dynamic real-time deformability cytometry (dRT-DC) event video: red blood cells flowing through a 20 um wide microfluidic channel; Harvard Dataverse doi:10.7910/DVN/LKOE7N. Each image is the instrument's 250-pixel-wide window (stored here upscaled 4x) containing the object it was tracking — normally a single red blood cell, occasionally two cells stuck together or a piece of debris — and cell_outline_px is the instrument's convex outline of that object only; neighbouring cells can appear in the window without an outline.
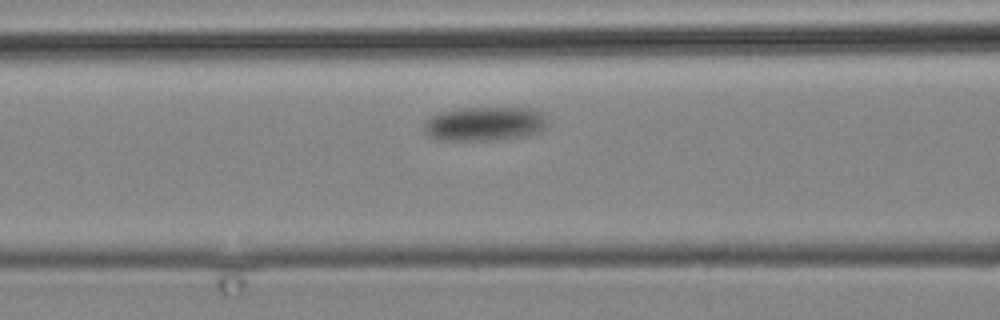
{"species": "common noctule bat (a hibernating species)", "species_latin": "Nyctalus noctula", "temperature_condition": "cold", "stored_images_in_passage": 9, "camera_frame_rate_fps": 3000, "um_per_image_px": 0.085, "animal": {"sex": "male", "body_mass_g": 19.2, "forearm_length_mm": 51.8}, "frame": {"image": 1, "passage_image": 7, "time_ms": 7.0, "image_size_px": [1000, 320], "cell_outline_px": [[548, 124], [540, 132], [524, 136], [496, 140], [436, 140], [428, 136], [424, 132], [424, 124], [432, 116], [440, 112], [464, 108], [528, 108], [540, 112], [544, 116]], "centroid_in_image_um": [41.19, 10.54], "position_along_channel_um": 125.4, "area_um2": 24.51}}
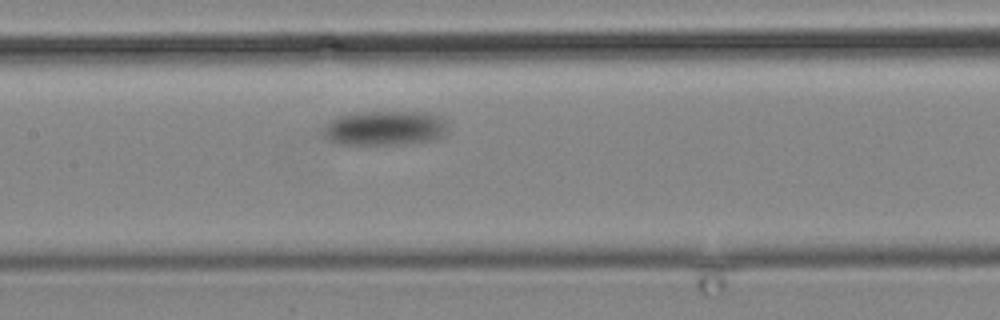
{"frame": {"image": 2, "passage_image": 9, "time_ms": 9.333, "image_size_px": [1000, 320], "cell_outline_px": [[448, 128], [444, 136], [436, 140], [404, 144], [336, 144], [328, 140], [324, 136], [324, 124], [340, 116], [364, 112], [424, 112], [440, 116], [444, 120]], "centroid_in_image_um": [32.75, 10.9], "position_along_channel_um": 174.7, "area_um2": 25.2}}